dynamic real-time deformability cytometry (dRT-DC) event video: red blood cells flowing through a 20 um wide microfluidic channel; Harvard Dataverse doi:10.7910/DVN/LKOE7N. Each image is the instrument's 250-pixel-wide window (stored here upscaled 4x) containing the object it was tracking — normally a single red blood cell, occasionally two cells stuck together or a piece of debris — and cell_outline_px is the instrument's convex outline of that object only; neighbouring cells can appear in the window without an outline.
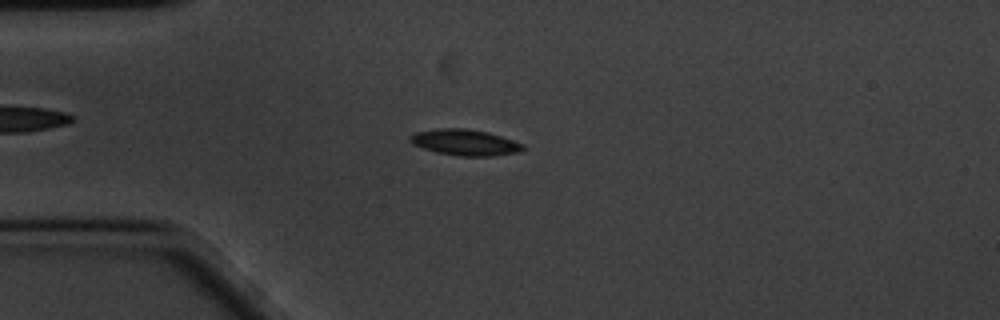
{"species": "common noctule bat (a hibernating species)", "species_latin": "Nyctalus noctula", "temperature_condition": "cold", "stored_images_in_passage": 59, "camera_frame_rate_fps": 3000, "um_per_image_px": 0.085, "animal": {"sex": "male", "body_mass_g": 20.1, "forearm_length_mm": 53.5}, "frame": {"image": 1, "passage_image": 15, "time_ms": 4.667, "image_size_px": [1000, 320], "cell_outline_px": [[524, 148], [520, 152], [492, 156], [460, 156], [436, 152], [412, 144], [408, 140], [408, 136], [416, 132], [436, 128], [464, 128], [488, 132], [524, 144]], "centroid_in_image_um": [39.49, 12.1], "position_along_channel_um": 45.5, "area_um2": 17.17}}
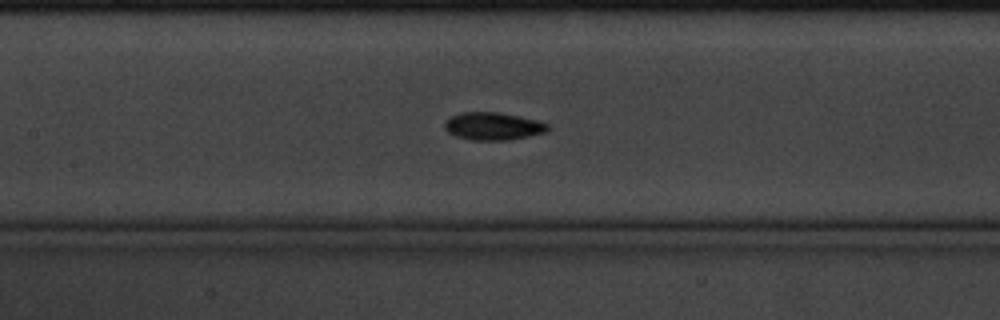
{"frame": {"image": 2, "passage_image": 27, "time_ms": 8.667, "image_size_px": [1000, 320], "cell_outline_px": [[548, 132], [508, 140], [472, 140], [456, 136], [448, 132], [444, 128], [444, 124], [452, 116], [460, 112], [496, 112], [520, 116], [536, 120], [548, 124]], "centroid_in_image_um": [41.91, 10.73], "position_along_channel_um": 165.5, "area_um2": 16.53}}
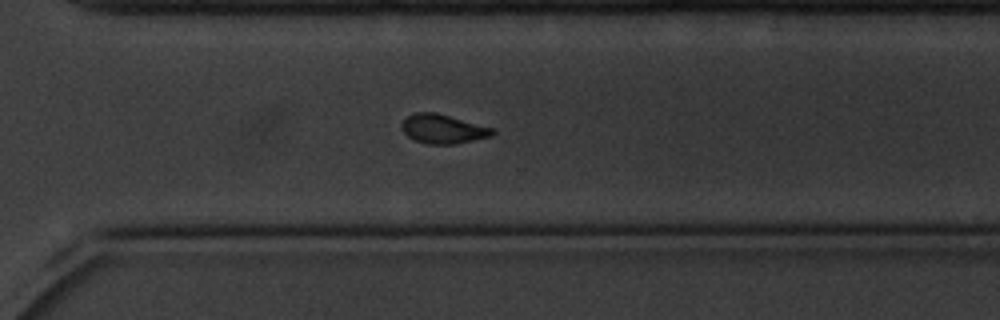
{"frame": {"image": 3, "passage_image": 42, "time_ms": 13.667, "image_size_px": [1000, 320], "cell_outline_px": [[496, 132], [492, 136], [456, 144], [428, 144], [416, 140], [408, 136], [400, 128], [400, 124], [408, 116], [416, 112], [436, 112], [496, 128]], "centroid_in_image_um": [37.7, 10.95], "position_along_channel_um": 332.9, "area_um2": 15.61}, "authors_computed_cell_mechanics": {"area_um2": 15.7794, "velocity_mm_per_s": 3.3561, "shape_relaxation_time_tau1_ms": 2.6967, "shape_relaxation_time_tau2_ms": 6.7882, "deformation_change_tau1": 0.1084, "deformation_change_tau2": 0.0931}}